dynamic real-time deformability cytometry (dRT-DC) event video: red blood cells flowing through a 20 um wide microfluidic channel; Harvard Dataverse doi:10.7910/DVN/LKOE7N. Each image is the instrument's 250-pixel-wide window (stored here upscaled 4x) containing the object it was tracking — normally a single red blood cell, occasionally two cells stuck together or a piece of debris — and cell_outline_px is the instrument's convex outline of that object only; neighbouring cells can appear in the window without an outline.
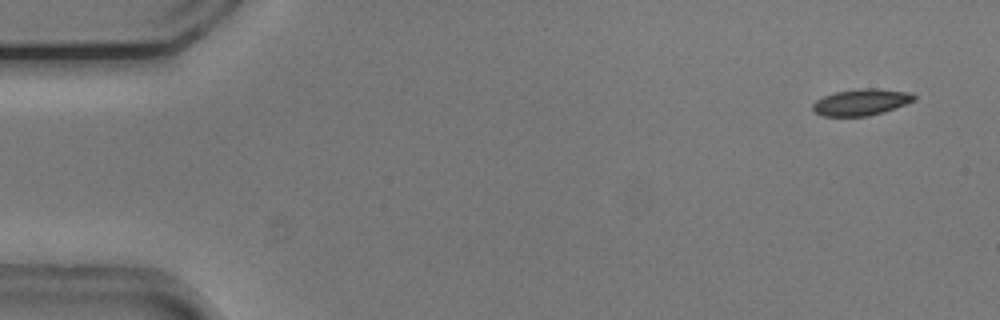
{"species": "common noctule bat (a hibernating species)", "species_latin": "Nyctalus noctula", "temperature_condition": "cold", "stored_images_in_passage": 54, "camera_frame_rate_fps": 3000, "um_per_image_px": 0.085, "animal": {"sex": "male", "body_mass_g": 20.5, "forearm_length_mm": 52.5}, "frame": {"image": 1, "passage_image": 3, "time_ms": 0.667, "image_size_px": [1000, 320], "cell_outline_px": [[916, 100], [884, 112], [868, 116], [824, 116], [816, 112], [812, 108], [812, 104], [816, 100], [824, 96], [836, 92], [868, 88], [876, 88], [912, 92], [916, 96]], "centroid_in_image_um": [73.25, 8.68], "position_along_channel_um": 11.8, "area_um2": 15.55}}
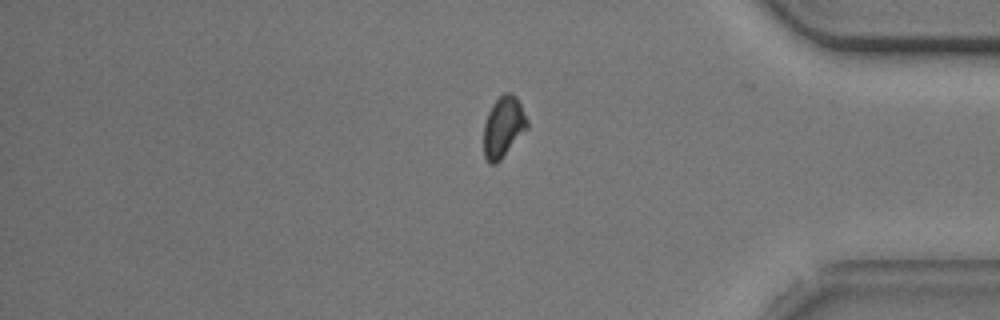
{"frame": {"image": 2, "passage_image": 45, "time_ms": 14.667, "image_size_px": [1000, 320], "cell_outline_px": [[528, 128], [500, 160], [496, 164], [488, 164], [484, 156], [484, 124], [488, 112], [492, 104], [504, 92], [512, 92], [516, 96], [528, 120]], "centroid_in_image_um": [42.78, 10.79], "position_along_channel_um": 392.4, "area_um2": 15.49}}
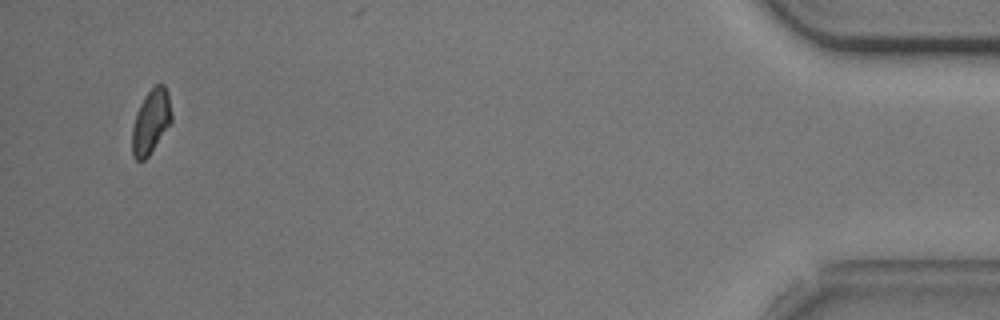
{"frame": {"image": 3, "passage_image": 52, "time_ms": 17.0, "image_size_px": [1000, 320], "cell_outline_px": [[172, 120], [148, 156], [144, 160], [136, 160], [132, 156], [132, 128], [136, 112], [144, 96], [156, 84], [164, 84], [168, 92], [172, 116]], "centroid_in_image_um": [12.81, 10.32], "position_along_channel_um": 422.4, "area_um2": 14.62}, "authors_computed_cell_mechanics": {"area_um2": 16.3863, "velocity_mm_per_s": 3.7261, "shape_relaxation_time_tau1_ms": 4.5723, "shape_relaxation_time_tau2_ms": 5.9017, "deformation_change_tau1": 0.0998, "deformation_change_tau2": 0.0852}}